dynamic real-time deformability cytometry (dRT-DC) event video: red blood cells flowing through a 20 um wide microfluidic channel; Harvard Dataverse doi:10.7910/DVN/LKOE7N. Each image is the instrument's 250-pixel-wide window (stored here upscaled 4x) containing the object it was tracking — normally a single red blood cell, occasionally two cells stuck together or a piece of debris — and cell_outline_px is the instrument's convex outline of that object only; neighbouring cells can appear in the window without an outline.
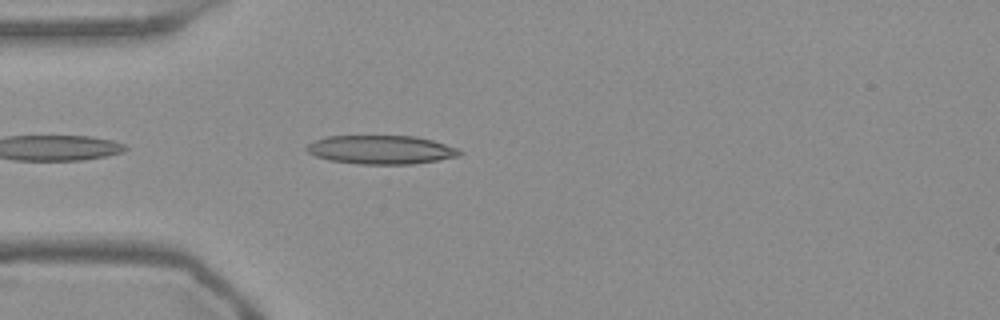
{"species": "Egyptian fruit bat (a non-hibernating species)", "species_latin": "Rousettus aegyptiacus", "temperature_condition": "warm", "stored_images_in_passage": 7, "camera_frame_rate_fps": 3000, "um_per_image_px": 0.085, "frame": {"image": 1, "passage_image": 3, "time_ms": 0.667, "image_size_px": [1000, 320], "cell_outline_px": [[464, 152], [460, 156], [412, 164], [360, 164], [328, 160], [316, 156], [308, 152], [304, 148], [308, 144], [316, 140], [328, 136], [416, 136], [432, 140], [456, 148]], "centroid_in_image_um": [32.38, 12.73], "position_along_channel_um": 52.6, "area_um2": 25.49}}
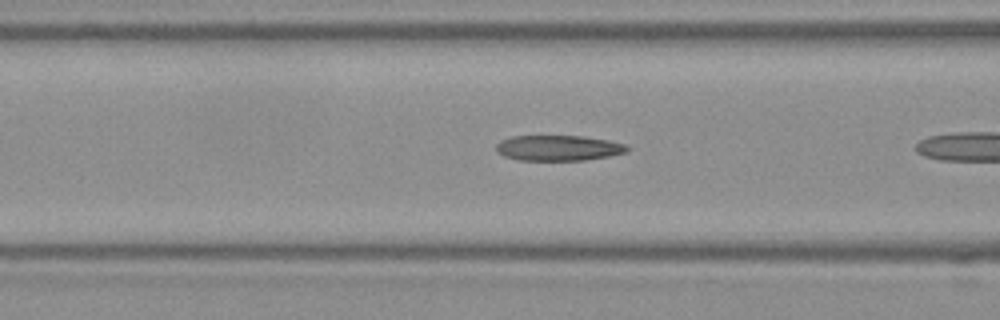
{"frame": {"image": 2, "passage_image": 6, "time_ms": 1.667, "image_size_px": [1000, 320], "cell_outline_px": [[632, 148], [628, 152], [608, 156], [584, 160], [516, 160], [504, 156], [496, 152], [496, 144], [500, 140], [512, 136], [584, 136], [608, 140], [624, 144]], "centroid_in_image_um": [47.46, 12.58], "position_along_channel_um": 119.1, "area_um2": 19.59}}